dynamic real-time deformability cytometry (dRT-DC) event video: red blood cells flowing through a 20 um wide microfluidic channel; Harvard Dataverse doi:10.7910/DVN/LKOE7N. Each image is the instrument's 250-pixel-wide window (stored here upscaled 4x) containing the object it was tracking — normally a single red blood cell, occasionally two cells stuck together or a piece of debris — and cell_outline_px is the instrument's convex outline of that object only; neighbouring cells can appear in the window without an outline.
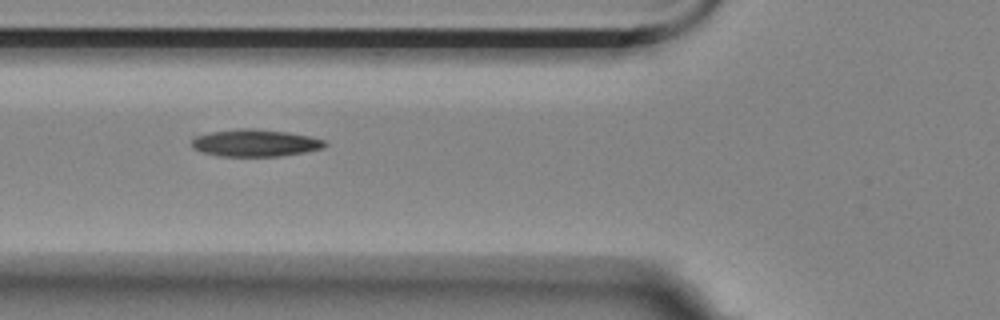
{"species": "Egyptian fruit bat (a non-hibernating species)", "species_latin": "Rousettus aegyptiacus", "temperature_condition": "room temperature", "stored_images_in_passage": 11, "camera_frame_rate_fps": 3000, "um_per_image_px": 0.085, "animal": {"sex": "female"}, "frame": {"image": 1, "passage_image": 2, "time_ms": 0.333, "image_size_px": [1000, 320], "cell_outline_px": [[328, 144], [324, 148], [304, 152], [280, 156], [216, 156], [192, 148], [192, 136], [212, 132], [240, 128], [252, 128], [288, 132], [308, 136], [324, 140]], "centroid_in_image_um": [21.68, 12.15], "position_along_channel_um": 104.1, "area_um2": 21.1}}
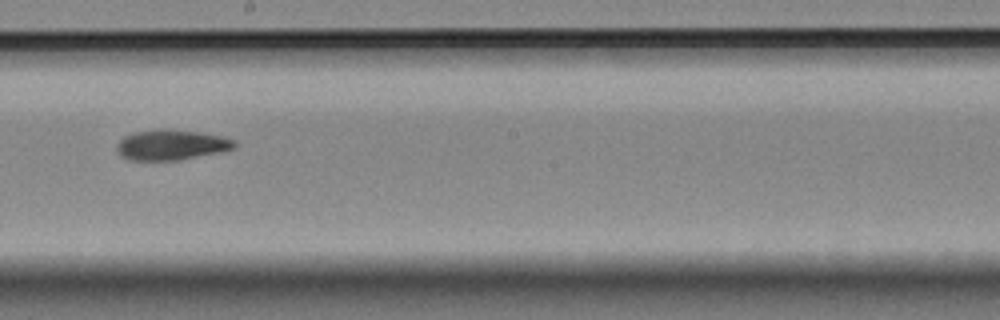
{"frame": {"image": 2, "passage_image": 5, "time_ms": 1.333, "image_size_px": [1000, 320], "cell_outline_px": [[236, 148], [220, 152], [180, 160], [128, 160], [120, 156], [116, 152], [116, 144], [124, 136], [136, 132], [160, 128], [168, 128], [200, 132], [224, 136], [236, 140]], "centroid_in_image_um": [14.57, 12.31], "position_along_channel_um": 233.6, "area_um2": 21.21}}
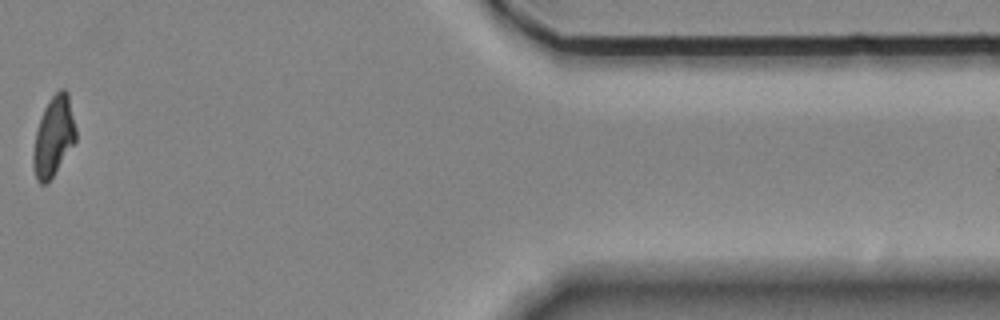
{"frame": {"image": 3, "passage_image": 10, "time_ms": 3.0, "image_size_px": [1000, 320], "cell_outline_px": [[76, 140], [52, 176], [44, 184], [40, 184], [36, 180], [32, 164], [32, 152], [36, 128], [44, 108], [48, 100], [60, 88], [64, 88], [68, 92], [76, 128]], "centroid_in_image_um": [4.53, 11.56], "position_along_channel_um": 406.9, "area_um2": 19.83}}